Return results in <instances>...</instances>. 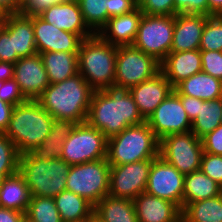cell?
Returning <instances> with one entry per match:
<instances>
[{
	"instance_id": "obj_1",
	"label": "cell",
	"mask_w": 222,
	"mask_h": 222,
	"mask_svg": "<svg viewBox=\"0 0 222 222\" xmlns=\"http://www.w3.org/2000/svg\"><path fill=\"white\" fill-rule=\"evenodd\" d=\"M145 121L129 87L112 84L104 90L93 91L87 122L107 138Z\"/></svg>"
},
{
	"instance_id": "obj_2",
	"label": "cell",
	"mask_w": 222,
	"mask_h": 222,
	"mask_svg": "<svg viewBox=\"0 0 222 222\" xmlns=\"http://www.w3.org/2000/svg\"><path fill=\"white\" fill-rule=\"evenodd\" d=\"M93 91L78 73L62 82L50 83L37 101L54 119L83 123L87 121Z\"/></svg>"
},
{
	"instance_id": "obj_3",
	"label": "cell",
	"mask_w": 222,
	"mask_h": 222,
	"mask_svg": "<svg viewBox=\"0 0 222 222\" xmlns=\"http://www.w3.org/2000/svg\"><path fill=\"white\" fill-rule=\"evenodd\" d=\"M54 118L37 100H27L14 106L6 136L20 155L32 152L48 136Z\"/></svg>"
},
{
	"instance_id": "obj_4",
	"label": "cell",
	"mask_w": 222,
	"mask_h": 222,
	"mask_svg": "<svg viewBox=\"0 0 222 222\" xmlns=\"http://www.w3.org/2000/svg\"><path fill=\"white\" fill-rule=\"evenodd\" d=\"M117 47L98 34L82 40L77 53L78 70L94 91L114 84Z\"/></svg>"
},
{
	"instance_id": "obj_5",
	"label": "cell",
	"mask_w": 222,
	"mask_h": 222,
	"mask_svg": "<svg viewBox=\"0 0 222 222\" xmlns=\"http://www.w3.org/2000/svg\"><path fill=\"white\" fill-rule=\"evenodd\" d=\"M159 156V140L145 121L126 127L107 141L106 159L110 166L135 163Z\"/></svg>"
},
{
	"instance_id": "obj_6",
	"label": "cell",
	"mask_w": 222,
	"mask_h": 222,
	"mask_svg": "<svg viewBox=\"0 0 222 222\" xmlns=\"http://www.w3.org/2000/svg\"><path fill=\"white\" fill-rule=\"evenodd\" d=\"M70 167L61 158L41 161L31 152L19 158V173L25 180L30 196L54 198L66 190Z\"/></svg>"
},
{
	"instance_id": "obj_7",
	"label": "cell",
	"mask_w": 222,
	"mask_h": 222,
	"mask_svg": "<svg viewBox=\"0 0 222 222\" xmlns=\"http://www.w3.org/2000/svg\"><path fill=\"white\" fill-rule=\"evenodd\" d=\"M110 167L106 158L71 165L66 190L85 198L95 206L109 194Z\"/></svg>"
},
{
	"instance_id": "obj_8",
	"label": "cell",
	"mask_w": 222,
	"mask_h": 222,
	"mask_svg": "<svg viewBox=\"0 0 222 222\" xmlns=\"http://www.w3.org/2000/svg\"><path fill=\"white\" fill-rule=\"evenodd\" d=\"M108 138L87 121L77 123L62 146L60 158L77 165L106 158Z\"/></svg>"
},
{
	"instance_id": "obj_9",
	"label": "cell",
	"mask_w": 222,
	"mask_h": 222,
	"mask_svg": "<svg viewBox=\"0 0 222 222\" xmlns=\"http://www.w3.org/2000/svg\"><path fill=\"white\" fill-rule=\"evenodd\" d=\"M203 152L202 139L191 130L167 135L159 141V156L183 175L201 168Z\"/></svg>"
},
{
	"instance_id": "obj_10",
	"label": "cell",
	"mask_w": 222,
	"mask_h": 222,
	"mask_svg": "<svg viewBox=\"0 0 222 222\" xmlns=\"http://www.w3.org/2000/svg\"><path fill=\"white\" fill-rule=\"evenodd\" d=\"M175 15L143 14L133 46L161 62L171 51Z\"/></svg>"
},
{
	"instance_id": "obj_11",
	"label": "cell",
	"mask_w": 222,
	"mask_h": 222,
	"mask_svg": "<svg viewBox=\"0 0 222 222\" xmlns=\"http://www.w3.org/2000/svg\"><path fill=\"white\" fill-rule=\"evenodd\" d=\"M160 72V62L133 45L117 47L114 84L131 88Z\"/></svg>"
},
{
	"instance_id": "obj_12",
	"label": "cell",
	"mask_w": 222,
	"mask_h": 222,
	"mask_svg": "<svg viewBox=\"0 0 222 222\" xmlns=\"http://www.w3.org/2000/svg\"><path fill=\"white\" fill-rule=\"evenodd\" d=\"M184 180L185 175L158 156L152 160L145 192L168 200L182 210Z\"/></svg>"
},
{
	"instance_id": "obj_13",
	"label": "cell",
	"mask_w": 222,
	"mask_h": 222,
	"mask_svg": "<svg viewBox=\"0 0 222 222\" xmlns=\"http://www.w3.org/2000/svg\"><path fill=\"white\" fill-rule=\"evenodd\" d=\"M153 159L110 167L109 196L133 200L146 191Z\"/></svg>"
},
{
	"instance_id": "obj_14",
	"label": "cell",
	"mask_w": 222,
	"mask_h": 222,
	"mask_svg": "<svg viewBox=\"0 0 222 222\" xmlns=\"http://www.w3.org/2000/svg\"><path fill=\"white\" fill-rule=\"evenodd\" d=\"M146 122L159 141L170 134L190 131L192 125L180 97L174 91L161 102Z\"/></svg>"
},
{
	"instance_id": "obj_15",
	"label": "cell",
	"mask_w": 222,
	"mask_h": 222,
	"mask_svg": "<svg viewBox=\"0 0 222 222\" xmlns=\"http://www.w3.org/2000/svg\"><path fill=\"white\" fill-rule=\"evenodd\" d=\"M13 79L27 100H37L50 84L39 53L19 58L14 63Z\"/></svg>"
},
{
	"instance_id": "obj_16",
	"label": "cell",
	"mask_w": 222,
	"mask_h": 222,
	"mask_svg": "<svg viewBox=\"0 0 222 222\" xmlns=\"http://www.w3.org/2000/svg\"><path fill=\"white\" fill-rule=\"evenodd\" d=\"M37 52H78L82 38L78 34L60 30L39 16H33Z\"/></svg>"
},
{
	"instance_id": "obj_17",
	"label": "cell",
	"mask_w": 222,
	"mask_h": 222,
	"mask_svg": "<svg viewBox=\"0 0 222 222\" xmlns=\"http://www.w3.org/2000/svg\"><path fill=\"white\" fill-rule=\"evenodd\" d=\"M173 90L174 88L171 83L159 72L153 78L132 86L130 88V94L140 114L147 120Z\"/></svg>"
},
{
	"instance_id": "obj_18",
	"label": "cell",
	"mask_w": 222,
	"mask_h": 222,
	"mask_svg": "<svg viewBox=\"0 0 222 222\" xmlns=\"http://www.w3.org/2000/svg\"><path fill=\"white\" fill-rule=\"evenodd\" d=\"M39 17L60 30L78 34L82 39L94 35L84 22L78 1L54 4Z\"/></svg>"
},
{
	"instance_id": "obj_19",
	"label": "cell",
	"mask_w": 222,
	"mask_h": 222,
	"mask_svg": "<svg viewBox=\"0 0 222 222\" xmlns=\"http://www.w3.org/2000/svg\"><path fill=\"white\" fill-rule=\"evenodd\" d=\"M202 71L201 51L199 49L170 52L160 62V72L175 88L180 82Z\"/></svg>"
},
{
	"instance_id": "obj_20",
	"label": "cell",
	"mask_w": 222,
	"mask_h": 222,
	"mask_svg": "<svg viewBox=\"0 0 222 222\" xmlns=\"http://www.w3.org/2000/svg\"><path fill=\"white\" fill-rule=\"evenodd\" d=\"M133 202L138 222H181L182 210L168 200L143 192Z\"/></svg>"
},
{
	"instance_id": "obj_21",
	"label": "cell",
	"mask_w": 222,
	"mask_h": 222,
	"mask_svg": "<svg viewBox=\"0 0 222 222\" xmlns=\"http://www.w3.org/2000/svg\"><path fill=\"white\" fill-rule=\"evenodd\" d=\"M207 17L196 14H176L170 52L199 49Z\"/></svg>"
},
{
	"instance_id": "obj_22",
	"label": "cell",
	"mask_w": 222,
	"mask_h": 222,
	"mask_svg": "<svg viewBox=\"0 0 222 222\" xmlns=\"http://www.w3.org/2000/svg\"><path fill=\"white\" fill-rule=\"evenodd\" d=\"M142 16L143 13L137 7L131 13L111 17L98 35L112 45H132Z\"/></svg>"
},
{
	"instance_id": "obj_23",
	"label": "cell",
	"mask_w": 222,
	"mask_h": 222,
	"mask_svg": "<svg viewBox=\"0 0 222 222\" xmlns=\"http://www.w3.org/2000/svg\"><path fill=\"white\" fill-rule=\"evenodd\" d=\"M5 28L12 35L13 53H17L20 58L38 53L35 44L33 17L20 14L6 15Z\"/></svg>"
},
{
	"instance_id": "obj_24",
	"label": "cell",
	"mask_w": 222,
	"mask_h": 222,
	"mask_svg": "<svg viewBox=\"0 0 222 222\" xmlns=\"http://www.w3.org/2000/svg\"><path fill=\"white\" fill-rule=\"evenodd\" d=\"M173 91L203 101L216 100L222 98V81L201 71L180 82Z\"/></svg>"
},
{
	"instance_id": "obj_25",
	"label": "cell",
	"mask_w": 222,
	"mask_h": 222,
	"mask_svg": "<svg viewBox=\"0 0 222 222\" xmlns=\"http://www.w3.org/2000/svg\"><path fill=\"white\" fill-rule=\"evenodd\" d=\"M75 126L73 121L54 119L48 136L31 153L41 161L60 158L62 146Z\"/></svg>"
},
{
	"instance_id": "obj_26",
	"label": "cell",
	"mask_w": 222,
	"mask_h": 222,
	"mask_svg": "<svg viewBox=\"0 0 222 222\" xmlns=\"http://www.w3.org/2000/svg\"><path fill=\"white\" fill-rule=\"evenodd\" d=\"M93 215L100 222H138L133 200L109 195L94 206Z\"/></svg>"
},
{
	"instance_id": "obj_27",
	"label": "cell",
	"mask_w": 222,
	"mask_h": 222,
	"mask_svg": "<svg viewBox=\"0 0 222 222\" xmlns=\"http://www.w3.org/2000/svg\"><path fill=\"white\" fill-rule=\"evenodd\" d=\"M78 52H43L40 56L50 83L62 82L79 73Z\"/></svg>"
},
{
	"instance_id": "obj_28",
	"label": "cell",
	"mask_w": 222,
	"mask_h": 222,
	"mask_svg": "<svg viewBox=\"0 0 222 222\" xmlns=\"http://www.w3.org/2000/svg\"><path fill=\"white\" fill-rule=\"evenodd\" d=\"M222 194V186L205 175L201 169L185 175L183 208L199 200L209 199Z\"/></svg>"
},
{
	"instance_id": "obj_29",
	"label": "cell",
	"mask_w": 222,
	"mask_h": 222,
	"mask_svg": "<svg viewBox=\"0 0 222 222\" xmlns=\"http://www.w3.org/2000/svg\"><path fill=\"white\" fill-rule=\"evenodd\" d=\"M54 201L63 222H77L93 216L94 206L72 191L63 190Z\"/></svg>"
},
{
	"instance_id": "obj_30",
	"label": "cell",
	"mask_w": 222,
	"mask_h": 222,
	"mask_svg": "<svg viewBox=\"0 0 222 222\" xmlns=\"http://www.w3.org/2000/svg\"><path fill=\"white\" fill-rule=\"evenodd\" d=\"M30 194L23 176L18 172L6 177L0 186V206L26 212Z\"/></svg>"
},
{
	"instance_id": "obj_31",
	"label": "cell",
	"mask_w": 222,
	"mask_h": 222,
	"mask_svg": "<svg viewBox=\"0 0 222 222\" xmlns=\"http://www.w3.org/2000/svg\"><path fill=\"white\" fill-rule=\"evenodd\" d=\"M181 222H222V194L187 204Z\"/></svg>"
},
{
	"instance_id": "obj_32",
	"label": "cell",
	"mask_w": 222,
	"mask_h": 222,
	"mask_svg": "<svg viewBox=\"0 0 222 222\" xmlns=\"http://www.w3.org/2000/svg\"><path fill=\"white\" fill-rule=\"evenodd\" d=\"M222 98L210 101L200 100L198 116L192 121L191 131L200 139L221 124Z\"/></svg>"
},
{
	"instance_id": "obj_33",
	"label": "cell",
	"mask_w": 222,
	"mask_h": 222,
	"mask_svg": "<svg viewBox=\"0 0 222 222\" xmlns=\"http://www.w3.org/2000/svg\"><path fill=\"white\" fill-rule=\"evenodd\" d=\"M25 216L33 222H63L53 197L30 196Z\"/></svg>"
},
{
	"instance_id": "obj_34",
	"label": "cell",
	"mask_w": 222,
	"mask_h": 222,
	"mask_svg": "<svg viewBox=\"0 0 222 222\" xmlns=\"http://www.w3.org/2000/svg\"><path fill=\"white\" fill-rule=\"evenodd\" d=\"M84 22L94 33L106 25L110 18L107 13L108 0H78Z\"/></svg>"
},
{
	"instance_id": "obj_35",
	"label": "cell",
	"mask_w": 222,
	"mask_h": 222,
	"mask_svg": "<svg viewBox=\"0 0 222 222\" xmlns=\"http://www.w3.org/2000/svg\"><path fill=\"white\" fill-rule=\"evenodd\" d=\"M199 50L222 52V15H209L206 18Z\"/></svg>"
},
{
	"instance_id": "obj_36",
	"label": "cell",
	"mask_w": 222,
	"mask_h": 222,
	"mask_svg": "<svg viewBox=\"0 0 222 222\" xmlns=\"http://www.w3.org/2000/svg\"><path fill=\"white\" fill-rule=\"evenodd\" d=\"M20 154L16 146L4 133H0V173L6 177L19 172Z\"/></svg>"
},
{
	"instance_id": "obj_37",
	"label": "cell",
	"mask_w": 222,
	"mask_h": 222,
	"mask_svg": "<svg viewBox=\"0 0 222 222\" xmlns=\"http://www.w3.org/2000/svg\"><path fill=\"white\" fill-rule=\"evenodd\" d=\"M138 8L147 15H175L174 0H140Z\"/></svg>"
},
{
	"instance_id": "obj_38",
	"label": "cell",
	"mask_w": 222,
	"mask_h": 222,
	"mask_svg": "<svg viewBox=\"0 0 222 222\" xmlns=\"http://www.w3.org/2000/svg\"><path fill=\"white\" fill-rule=\"evenodd\" d=\"M201 171L222 186V155L203 152Z\"/></svg>"
},
{
	"instance_id": "obj_39",
	"label": "cell",
	"mask_w": 222,
	"mask_h": 222,
	"mask_svg": "<svg viewBox=\"0 0 222 222\" xmlns=\"http://www.w3.org/2000/svg\"><path fill=\"white\" fill-rule=\"evenodd\" d=\"M77 1L78 0H21L19 14L27 17L39 16L54 4Z\"/></svg>"
},
{
	"instance_id": "obj_40",
	"label": "cell",
	"mask_w": 222,
	"mask_h": 222,
	"mask_svg": "<svg viewBox=\"0 0 222 222\" xmlns=\"http://www.w3.org/2000/svg\"><path fill=\"white\" fill-rule=\"evenodd\" d=\"M202 71L222 81V52L201 51Z\"/></svg>"
},
{
	"instance_id": "obj_41",
	"label": "cell",
	"mask_w": 222,
	"mask_h": 222,
	"mask_svg": "<svg viewBox=\"0 0 222 222\" xmlns=\"http://www.w3.org/2000/svg\"><path fill=\"white\" fill-rule=\"evenodd\" d=\"M0 99L14 106L27 101L14 79L0 83Z\"/></svg>"
},
{
	"instance_id": "obj_42",
	"label": "cell",
	"mask_w": 222,
	"mask_h": 222,
	"mask_svg": "<svg viewBox=\"0 0 222 222\" xmlns=\"http://www.w3.org/2000/svg\"><path fill=\"white\" fill-rule=\"evenodd\" d=\"M176 14L208 16V0H174Z\"/></svg>"
},
{
	"instance_id": "obj_43",
	"label": "cell",
	"mask_w": 222,
	"mask_h": 222,
	"mask_svg": "<svg viewBox=\"0 0 222 222\" xmlns=\"http://www.w3.org/2000/svg\"><path fill=\"white\" fill-rule=\"evenodd\" d=\"M203 150L213 155H222V123L202 138Z\"/></svg>"
},
{
	"instance_id": "obj_44",
	"label": "cell",
	"mask_w": 222,
	"mask_h": 222,
	"mask_svg": "<svg viewBox=\"0 0 222 222\" xmlns=\"http://www.w3.org/2000/svg\"><path fill=\"white\" fill-rule=\"evenodd\" d=\"M20 57L13 53L12 35L4 28L0 34V62L15 63Z\"/></svg>"
},
{
	"instance_id": "obj_45",
	"label": "cell",
	"mask_w": 222,
	"mask_h": 222,
	"mask_svg": "<svg viewBox=\"0 0 222 222\" xmlns=\"http://www.w3.org/2000/svg\"><path fill=\"white\" fill-rule=\"evenodd\" d=\"M137 7L138 3L135 0H108L107 13L111 18L131 13Z\"/></svg>"
},
{
	"instance_id": "obj_46",
	"label": "cell",
	"mask_w": 222,
	"mask_h": 222,
	"mask_svg": "<svg viewBox=\"0 0 222 222\" xmlns=\"http://www.w3.org/2000/svg\"><path fill=\"white\" fill-rule=\"evenodd\" d=\"M181 99L183 107L187 112L188 118L192 122L199 114L200 110V99L186 95H178Z\"/></svg>"
},
{
	"instance_id": "obj_47",
	"label": "cell",
	"mask_w": 222,
	"mask_h": 222,
	"mask_svg": "<svg viewBox=\"0 0 222 222\" xmlns=\"http://www.w3.org/2000/svg\"><path fill=\"white\" fill-rule=\"evenodd\" d=\"M14 105L0 99V133H4L9 125Z\"/></svg>"
},
{
	"instance_id": "obj_48",
	"label": "cell",
	"mask_w": 222,
	"mask_h": 222,
	"mask_svg": "<svg viewBox=\"0 0 222 222\" xmlns=\"http://www.w3.org/2000/svg\"><path fill=\"white\" fill-rule=\"evenodd\" d=\"M25 212L0 206V222H22Z\"/></svg>"
},
{
	"instance_id": "obj_49",
	"label": "cell",
	"mask_w": 222,
	"mask_h": 222,
	"mask_svg": "<svg viewBox=\"0 0 222 222\" xmlns=\"http://www.w3.org/2000/svg\"><path fill=\"white\" fill-rule=\"evenodd\" d=\"M21 0H0V11L5 15L19 14Z\"/></svg>"
},
{
	"instance_id": "obj_50",
	"label": "cell",
	"mask_w": 222,
	"mask_h": 222,
	"mask_svg": "<svg viewBox=\"0 0 222 222\" xmlns=\"http://www.w3.org/2000/svg\"><path fill=\"white\" fill-rule=\"evenodd\" d=\"M14 64L10 62H0V83L6 80L13 79Z\"/></svg>"
},
{
	"instance_id": "obj_51",
	"label": "cell",
	"mask_w": 222,
	"mask_h": 222,
	"mask_svg": "<svg viewBox=\"0 0 222 222\" xmlns=\"http://www.w3.org/2000/svg\"><path fill=\"white\" fill-rule=\"evenodd\" d=\"M209 15H222V0H208Z\"/></svg>"
},
{
	"instance_id": "obj_52",
	"label": "cell",
	"mask_w": 222,
	"mask_h": 222,
	"mask_svg": "<svg viewBox=\"0 0 222 222\" xmlns=\"http://www.w3.org/2000/svg\"><path fill=\"white\" fill-rule=\"evenodd\" d=\"M6 23V15H0V34L2 30L5 28Z\"/></svg>"
},
{
	"instance_id": "obj_53",
	"label": "cell",
	"mask_w": 222,
	"mask_h": 222,
	"mask_svg": "<svg viewBox=\"0 0 222 222\" xmlns=\"http://www.w3.org/2000/svg\"><path fill=\"white\" fill-rule=\"evenodd\" d=\"M87 222H100V221L93 215L91 218L87 219Z\"/></svg>"
},
{
	"instance_id": "obj_54",
	"label": "cell",
	"mask_w": 222,
	"mask_h": 222,
	"mask_svg": "<svg viewBox=\"0 0 222 222\" xmlns=\"http://www.w3.org/2000/svg\"><path fill=\"white\" fill-rule=\"evenodd\" d=\"M5 179H6V176L3 173H0V186L3 184Z\"/></svg>"
},
{
	"instance_id": "obj_55",
	"label": "cell",
	"mask_w": 222,
	"mask_h": 222,
	"mask_svg": "<svg viewBox=\"0 0 222 222\" xmlns=\"http://www.w3.org/2000/svg\"><path fill=\"white\" fill-rule=\"evenodd\" d=\"M22 222H33L28 217L24 216Z\"/></svg>"
},
{
	"instance_id": "obj_56",
	"label": "cell",
	"mask_w": 222,
	"mask_h": 222,
	"mask_svg": "<svg viewBox=\"0 0 222 222\" xmlns=\"http://www.w3.org/2000/svg\"><path fill=\"white\" fill-rule=\"evenodd\" d=\"M77 222H87V219L86 220H82V221H77Z\"/></svg>"
}]
</instances>
